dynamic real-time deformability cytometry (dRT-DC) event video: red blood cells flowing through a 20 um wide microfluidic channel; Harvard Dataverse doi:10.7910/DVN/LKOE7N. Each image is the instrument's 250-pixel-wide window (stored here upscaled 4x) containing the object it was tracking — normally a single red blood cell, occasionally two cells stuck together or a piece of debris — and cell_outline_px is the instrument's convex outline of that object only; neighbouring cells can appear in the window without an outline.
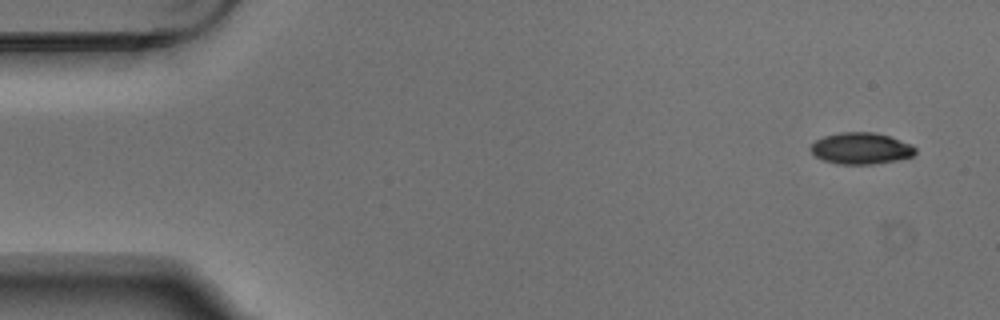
{"species": "Egyptian fruit bat (a non-hibernating species)", "species_latin": "Rousettus aegyptiacus", "temperature_condition": "warm", "stored_images_in_passage": 4, "camera_frame_rate_fps": 3000, "um_per_image_px": 0.085, "animal": {"sex": "male"}, "frame": {"image": 1, "passage_image": 1, "time_ms": 0.0, "image_size_px": [1000, 320], "cell_outline_px": [[916, 152], [912, 156], [896, 160], [872, 164], [836, 164], [824, 160], [816, 156], [812, 152], [812, 144], [816, 140], [824, 136], [840, 132], [876, 132], [912, 144], [916, 148]], "centroid_in_image_um": [73.2, 12.61], "position_along_channel_um": 11.8, "area_um2": 19.07}}
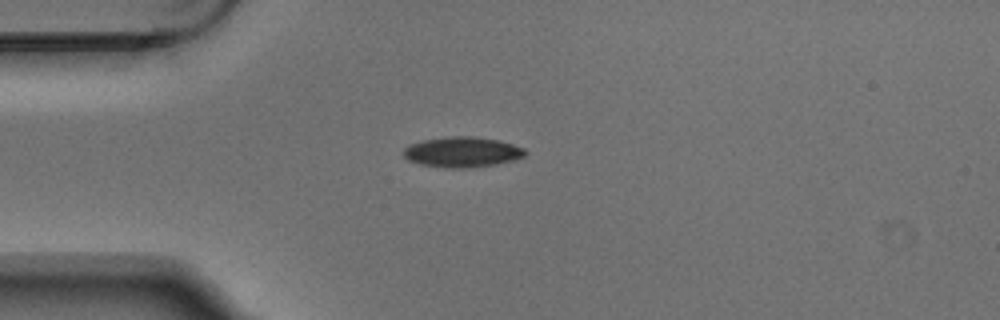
{"frame": {"image": 2, "passage_image": 4, "time_ms": 1.0, "image_size_px": [1000, 320], "cell_outline_px": [[528, 152], [524, 156], [512, 160], [496, 164], [468, 168], [444, 168], [420, 164], [408, 160], [404, 156], [404, 148], [408, 144], [424, 140], [448, 136], [476, 136], [496, 140], [512, 144], [524, 148]], "centroid_in_image_um": [39.27, 12.92], "position_along_channel_um": 45.7, "area_um2": 21.56}}